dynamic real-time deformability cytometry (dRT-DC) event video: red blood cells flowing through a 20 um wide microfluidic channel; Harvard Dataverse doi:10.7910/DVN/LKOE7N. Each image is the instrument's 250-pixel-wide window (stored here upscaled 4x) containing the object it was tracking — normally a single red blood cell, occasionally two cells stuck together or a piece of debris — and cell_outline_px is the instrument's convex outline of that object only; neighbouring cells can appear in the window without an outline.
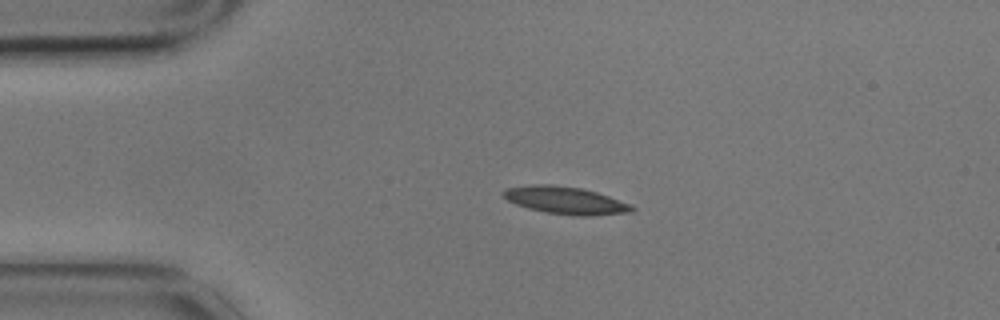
{"species": "common noctule bat (a hibernating species)", "species_latin": "Nyctalus noctula", "temperature_condition": "cold", "stored_images_in_passage": 3, "camera_frame_rate_fps": 3000, "um_per_image_px": 0.085, "animal": {"sex": "male", "body_mass_g": 17.9}, "frame": {"image": 1, "passage_image": 1, "time_ms": 0.0, "image_size_px": [1000, 320], "cell_outline_px": [[636, 208], [632, 212], [592, 216], [576, 216], [544, 212], [528, 208], [516, 204], [508, 200], [500, 192], [504, 188], [532, 184], [552, 184], [580, 188], [596, 192], [632, 204]], "centroid_in_image_um": [48.06, 17.03], "position_along_channel_um": 36.9, "area_um2": 20.75}}